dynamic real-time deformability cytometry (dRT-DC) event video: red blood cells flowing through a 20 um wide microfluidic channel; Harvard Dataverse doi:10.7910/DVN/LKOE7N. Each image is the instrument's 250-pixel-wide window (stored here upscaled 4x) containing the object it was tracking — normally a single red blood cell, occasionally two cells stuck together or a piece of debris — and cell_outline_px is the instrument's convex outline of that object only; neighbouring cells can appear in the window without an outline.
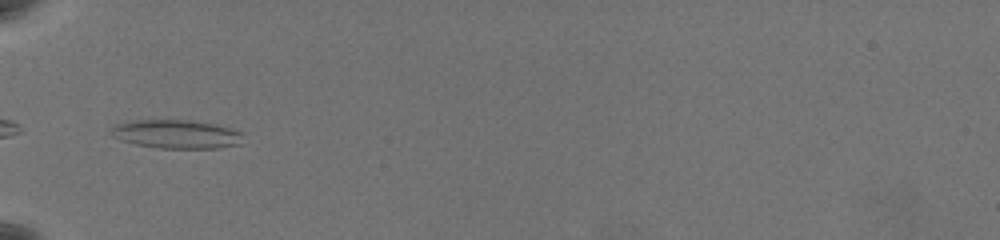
{"species": "common noctule bat (a hibernating species)", "species_latin": "Nyctalus noctula", "temperature_condition": "warm", "stored_images_in_passage": 39, "camera_frame_rate_fps": 3000, "um_per_image_px": 0.085, "animal": {"sex": "female", "body_mass_g": 19.5, "forearm_length_mm": 54.1}, "frame": {"image": 1, "passage_image": 1, "time_ms": 0.0, "image_size_px": [1000, 240], "cell_outline_px": [[244, 132], [240, 144], [216, 148], [160, 148], [136, 144], [120, 140], [112, 136], [108, 132], [108, 128], [116, 124], [128, 120], [192, 120], [216, 124], [232, 128]], "centroid_in_image_um": [14.96, 11.39], "position_along_channel_um": 70.0, "area_um2": 22.43}}
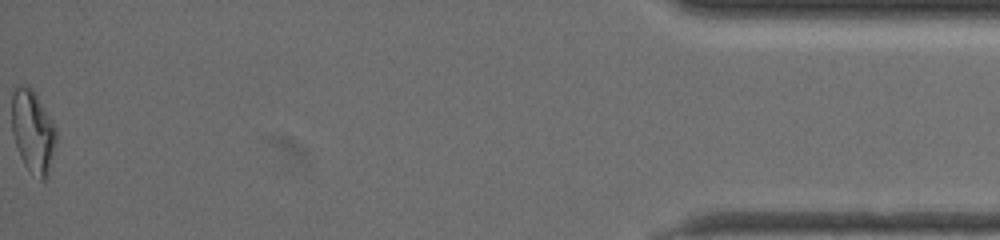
{"frame": {"image": 2, "passage_image": 39, "time_ms": 12.667, "image_size_px": [1000, 240], "cell_outline_px": [[56, 144], [48, 176], [44, 180], [40, 180], [24, 164], [20, 156], [12, 132], [12, 96], [16, 88], [20, 84], [28, 84], [36, 92], [52, 120], [56, 128]], "centroid_in_image_um": [2.81, 11.14], "position_along_channel_um": 432.4, "area_um2": 21.5}, "authors_computed_cell_mechanics": {"area_um2": 19.1896, "velocity_mm_per_s": 3.5354, "shape_relaxation_time_tau1_ms": 6.8686, "shape_relaxation_time_tau2_ms": 2.2898, "deformation_change_tau1": 0.207, "deformation_change_tau2": 0.1111}}